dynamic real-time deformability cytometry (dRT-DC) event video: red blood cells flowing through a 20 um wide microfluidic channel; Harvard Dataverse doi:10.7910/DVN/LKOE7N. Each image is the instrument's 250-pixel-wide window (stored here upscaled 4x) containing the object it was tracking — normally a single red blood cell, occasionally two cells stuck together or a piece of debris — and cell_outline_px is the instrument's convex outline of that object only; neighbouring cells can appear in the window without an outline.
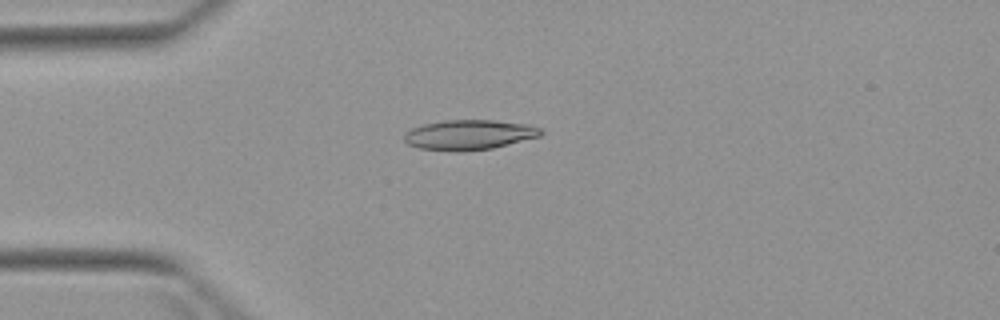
{"species": "Egyptian fruit bat (a non-hibernating species)", "species_latin": "Rousettus aegyptiacus", "temperature_condition": "warm", "stored_images_in_passage": 3, "camera_frame_rate_fps": 3000, "um_per_image_px": 0.085, "animal": {"sex": "female"}, "frame": {"image": 1, "passage_image": 2, "time_ms": 1.333, "image_size_px": [1000, 320], "cell_outline_px": [[544, 132], [540, 136], [492, 148], [460, 152], [452, 152], [420, 148], [408, 144], [404, 140], [404, 136], [412, 128], [424, 124], [444, 120], [492, 120], [528, 124], [540, 128]], "centroid_in_image_um": [39.88, 11.46], "position_along_channel_um": 45.1, "area_um2": 23.81}}